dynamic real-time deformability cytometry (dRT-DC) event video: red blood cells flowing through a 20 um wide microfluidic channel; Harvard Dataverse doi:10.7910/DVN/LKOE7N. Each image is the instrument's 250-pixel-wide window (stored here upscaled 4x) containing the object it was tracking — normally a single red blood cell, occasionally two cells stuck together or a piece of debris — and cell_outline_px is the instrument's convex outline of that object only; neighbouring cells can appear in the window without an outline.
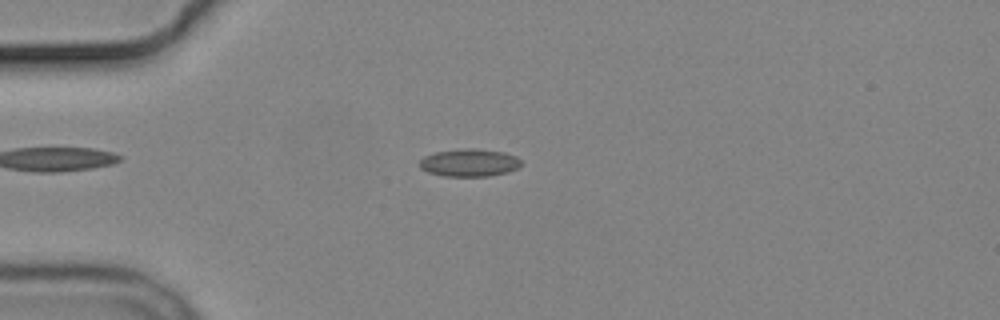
{"species": "common noctule bat (a hibernating species)", "species_latin": "Nyctalus noctula", "temperature_condition": "cold", "stored_images_in_passage": 5, "camera_frame_rate_fps": 3000, "um_per_image_px": 0.085, "animal": {"sex": "male", "body_mass_g": 19.2, "forearm_length_mm": 51.8}, "frame": {"image": 1, "passage_image": 3, "time_ms": 2.333, "image_size_px": [1000, 320], "cell_outline_px": [[520, 164], [516, 168], [508, 172], [488, 176], [444, 176], [428, 172], [420, 168], [420, 160], [424, 156], [436, 152], [464, 148], [476, 148], [504, 152], [516, 156], [520, 160]], "centroid_in_image_um": [39.88, 13.82], "position_along_channel_um": 45.1, "area_um2": 16.3}}
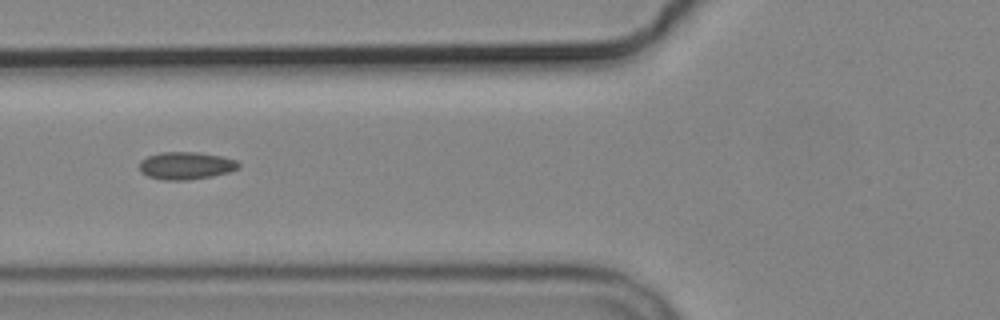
{"frame": {"image": 2, "passage_image": 5, "time_ms": 4.667, "image_size_px": [1000, 320], "cell_outline_px": [[240, 168], [228, 172], [212, 176], [188, 180], [164, 180], [148, 176], [140, 172], [140, 160], [148, 156], [160, 152], [196, 152], [220, 156], [236, 160], [240, 164]], "centroid_in_image_um": [15.8, 14.08], "position_along_channel_um": 110.0, "area_um2": 15.9}}